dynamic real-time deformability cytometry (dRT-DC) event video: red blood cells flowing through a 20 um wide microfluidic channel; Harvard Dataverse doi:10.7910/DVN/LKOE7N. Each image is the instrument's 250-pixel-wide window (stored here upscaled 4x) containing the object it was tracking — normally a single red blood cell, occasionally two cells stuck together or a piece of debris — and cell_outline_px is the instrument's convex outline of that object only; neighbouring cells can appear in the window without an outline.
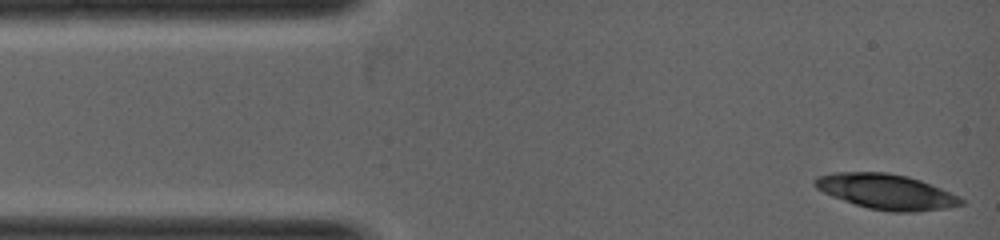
{"species": "common noctule bat (a hibernating species)", "species_latin": "Nyctalus noctula", "temperature_condition": "warm", "stored_images_in_passage": 10, "segment_of_instrument_passage": [1, 2], "camera_frame_rate_fps": 5000, "um_per_image_px": 0.085, "animal": {"sex": "female", "body_mass_g": 19.0, "forearm_length_mm": 53.3}, "frame": {"image": 1, "passage_image": 1, "time_ms": 0.0, "image_size_px": [1000, 240], "cell_outline_px": [[964, 204], [948, 208], [916, 212], [892, 212], [868, 208], [832, 196], [816, 188], [812, 184], [812, 180], [816, 176], [832, 172], [888, 172], [908, 176], [932, 184], [960, 196], [964, 200]], "centroid_in_image_um": [75.34, 16.28], "position_along_channel_um": 9.7, "area_um2": 30.29}}
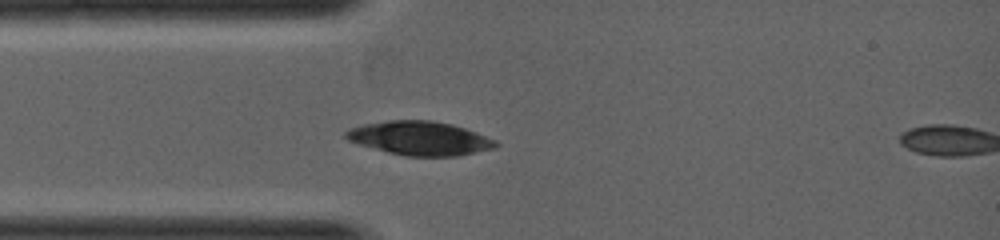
{"frame": {"image": 2, "passage_image": 9, "time_ms": 1.4, "image_size_px": [1000, 240], "cell_outline_px": [[500, 144], [496, 148], [460, 156], [404, 156], [388, 152], [360, 144], [348, 140], [344, 136], [344, 132], [352, 128], [364, 124], [388, 120], [432, 120], [452, 124], [476, 132], [496, 140]], "centroid_in_image_um": [35.73, 11.75], "position_along_channel_um": 49.3, "area_um2": 29.59}}